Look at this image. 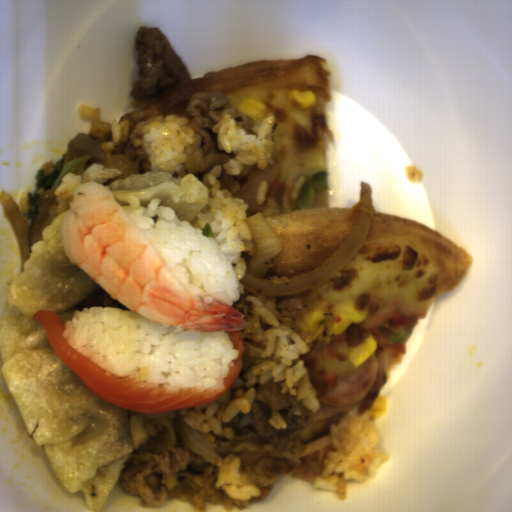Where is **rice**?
<instances>
[{
	"mask_svg": "<svg viewBox=\"0 0 512 512\" xmlns=\"http://www.w3.org/2000/svg\"><path fill=\"white\" fill-rule=\"evenodd\" d=\"M62 336L100 367L165 389L223 385L240 351L225 331L176 330L133 310H75Z\"/></svg>",
	"mask_w": 512,
	"mask_h": 512,
	"instance_id": "1",
	"label": "rice"
},
{
	"mask_svg": "<svg viewBox=\"0 0 512 512\" xmlns=\"http://www.w3.org/2000/svg\"><path fill=\"white\" fill-rule=\"evenodd\" d=\"M238 291L231 307L244 314L247 328L240 329L244 364L238 378L211 402L163 412L171 418L183 416L192 429L228 440L234 437L229 421L251 410L262 384L274 382L279 393L313 411L322 404L302 360L312 349L293 328L300 302L290 295L254 294L239 282Z\"/></svg>",
	"mask_w": 512,
	"mask_h": 512,
	"instance_id": "2",
	"label": "rice"
},
{
	"mask_svg": "<svg viewBox=\"0 0 512 512\" xmlns=\"http://www.w3.org/2000/svg\"><path fill=\"white\" fill-rule=\"evenodd\" d=\"M275 119L271 115L252 119L257 137L245 133L233 118H222L215 123L219 147L223 152H232L233 157L205 174L201 184L208 193L207 203L189 222L190 226L202 231L201 235L215 240L238 282L254 258L253 237L245 221L249 218L248 207L243 200H237L235 195L222 188L220 178L222 174L235 176L242 172V167L254 166L259 171L271 165Z\"/></svg>",
	"mask_w": 512,
	"mask_h": 512,
	"instance_id": "3",
	"label": "rice"
},
{
	"mask_svg": "<svg viewBox=\"0 0 512 512\" xmlns=\"http://www.w3.org/2000/svg\"><path fill=\"white\" fill-rule=\"evenodd\" d=\"M130 205H120L130 220L148 237L164 265L197 297H211L232 307L239 300V280L214 238L179 220L176 210L152 198L147 206L129 195ZM161 205V206H160Z\"/></svg>",
	"mask_w": 512,
	"mask_h": 512,
	"instance_id": "4",
	"label": "rice"
},
{
	"mask_svg": "<svg viewBox=\"0 0 512 512\" xmlns=\"http://www.w3.org/2000/svg\"><path fill=\"white\" fill-rule=\"evenodd\" d=\"M132 133L141 134L150 161L149 174H184L196 133L192 118L182 115L143 119Z\"/></svg>",
	"mask_w": 512,
	"mask_h": 512,
	"instance_id": "5",
	"label": "rice"
},
{
	"mask_svg": "<svg viewBox=\"0 0 512 512\" xmlns=\"http://www.w3.org/2000/svg\"><path fill=\"white\" fill-rule=\"evenodd\" d=\"M214 484L236 500L259 498L261 494L258 486L243 478L239 456L223 457L221 463L217 464Z\"/></svg>",
	"mask_w": 512,
	"mask_h": 512,
	"instance_id": "6",
	"label": "rice"
},
{
	"mask_svg": "<svg viewBox=\"0 0 512 512\" xmlns=\"http://www.w3.org/2000/svg\"><path fill=\"white\" fill-rule=\"evenodd\" d=\"M120 174L119 168H106L103 165L93 164L89 182L93 181L102 186L104 182L118 177Z\"/></svg>",
	"mask_w": 512,
	"mask_h": 512,
	"instance_id": "7",
	"label": "rice"
},
{
	"mask_svg": "<svg viewBox=\"0 0 512 512\" xmlns=\"http://www.w3.org/2000/svg\"><path fill=\"white\" fill-rule=\"evenodd\" d=\"M108 123H111V138L102 147L106 154L113 152L123 141L120 135V122L113 120Z\"/></svg>",
	"mask_w": 512,
	"mask_h": 512,
	"instance_id": "8",
	"label": "rice"
},
{
	"mask_svg": "<svg viewBox=\"0 0 512 512\" xmlns=\"http://www.w3.org/2000/svg\"><path fill=\"white\" fill-rule=\"evenodd\" d=\"M80 116L84 120H91L94 123L95 122H103L102 115L100 114V108L94 107V106H88L81 105L80 109Z\"/></svg>",
	"mask_w": 512,
	"mask_h": 512,
	"instance_id": "9",
	"label": "rice"
},
{
	"mask_svg": "<svg viewBox=\"0 0 512 512\" xmlns=\"http://www.w3.org/2000/svg\"><path fill=\"white\" fill-rule=\"evenodd\" d=\"M268 191L269 182L260 183V186L255 194L256 199L253 201L262 206L267 198Z\"/></svg>",
	"mask_w": 512,
	"mask_h": 512,
	"instance_id": "10",
	"label": "rice"
}]
</instances>
